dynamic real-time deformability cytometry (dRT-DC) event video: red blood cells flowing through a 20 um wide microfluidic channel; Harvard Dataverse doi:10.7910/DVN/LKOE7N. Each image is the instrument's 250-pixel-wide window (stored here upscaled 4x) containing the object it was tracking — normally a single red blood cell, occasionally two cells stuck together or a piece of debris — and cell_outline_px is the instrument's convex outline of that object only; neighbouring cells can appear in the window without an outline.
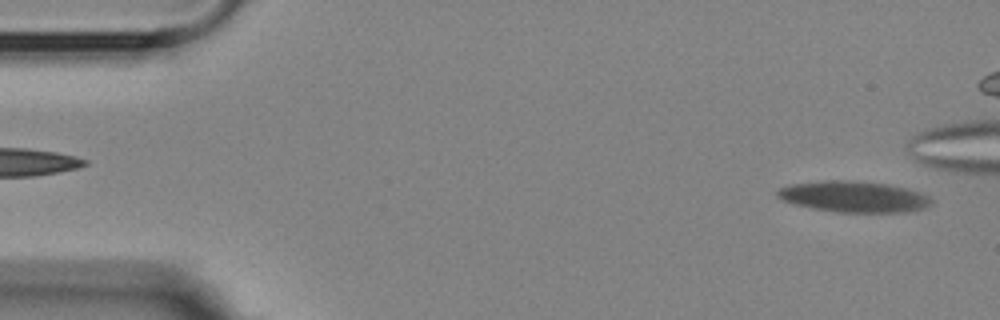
{"species": "Egyptian fruit bat (a non-hibernating species)", "species_latin": "Rousettus aegyptiacus", "temperature_condition": "room temperature", "stored_images_in_passage": 5, "segment_of_instrument_passage": [2, 2], "camera_frame_rate_fps": 3000, "um_per_image_px": 0.085, "animal": {"sex": "female"}, "frame": {"image": 1, "passage_image": 5, "time_ms": 4.333, "image_size_px": [1000, 320], "cell_outline_px": [[932, 204], [924, 208], [904, 212], [836, 212], [812, 208], [796, 204], [784, 200], [776, 196], [776, 192], [780, 188], [788, 184], [824, 180], [844, 180], [888, 184], [908, 188], [932, 196]], "centroid_in_image_um": [72.6, 16.71], "position_along_channel_um": 12.4, "area_um2": 27.98}}